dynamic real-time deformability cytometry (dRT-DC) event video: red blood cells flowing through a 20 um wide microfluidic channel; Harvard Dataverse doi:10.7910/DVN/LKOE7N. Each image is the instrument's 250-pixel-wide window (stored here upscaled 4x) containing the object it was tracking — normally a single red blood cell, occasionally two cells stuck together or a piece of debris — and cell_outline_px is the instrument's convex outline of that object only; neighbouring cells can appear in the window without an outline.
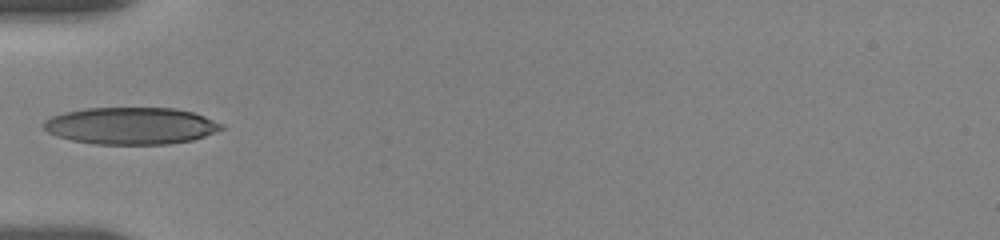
{"species": "human", "species_latin": "Homo sapiens", "temperature_condition": "room temperature", "stored_images_in_passage": 17, "camera_frame_rate_fps": 3000, "um_per_image_px": 0.085, "donor": {"sex": "female"}, "frame": {"image": 1, "passage_image": 15, "time_ms": 5.667, "image_size_px": [1000, 240], "cell_outline_px": [[224, 128], [204, 136], [192, 140], [168, 144], [92, 144], [72, 140], [56, 136], [48, 132], [44, 128], [44, 120], [52, 116], [64, 112], [88, 108], [176, 108], [192, 112], [204, 116], [224, 124]], "centroid_in_image_um": [11.13, 10.69], "position_along_channel_um": 73.9, "area_um2": 38.32}}